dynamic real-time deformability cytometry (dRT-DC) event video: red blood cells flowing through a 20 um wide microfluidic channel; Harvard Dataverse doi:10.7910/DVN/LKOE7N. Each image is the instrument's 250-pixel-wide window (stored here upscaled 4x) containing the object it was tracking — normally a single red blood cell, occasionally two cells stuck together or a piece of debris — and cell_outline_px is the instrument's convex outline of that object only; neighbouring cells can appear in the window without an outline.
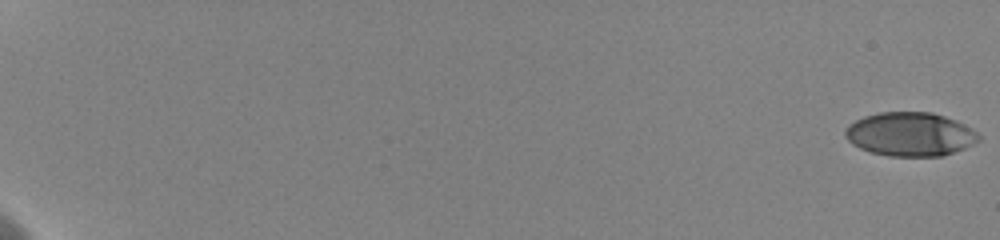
{"species": "human", "species_latin": "Homo sapiens", "temperature_condition": "cold", "stored_images_in_passage": 49, "camera_frame_rate_fps": 3000, "um_per_image_px": 0.085, "donor": {"sex": "female"}, "frame": {"image": 1, "passage_image": 1, "time_ms": 0.0, "image_size_px": [1000, 240], "cell_outline_px": [[980, 140], [964, 148], [944, 156], [888, 156], [872, 152], [860, 148], [852, 144], [844, 136], [844, 132], [848, 124], [864, 116], [880, 112], [932, 112], [956, 120], [972, 128], [980, 136]], "centroid_in_image_um": [77.36, 11.41], "position_along_channel_um": 7.6, "area_um2": 34.16}}
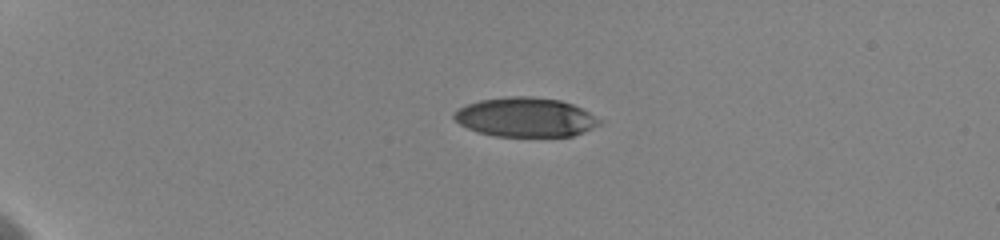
{"frame": {"image": 2, "passage_image": 32, "time_ms": 5.333, "image_size_px": [1000, 240], "cell_outline_px": [[600, 124], [572, 136], [496, 136], [476, 132], [460, 124], [452, 116], [452, 112], [468, 104], [480, 100], [504, 96], [532, 96], [560, 100], [572, 104], [588, 112], [600, 120]], "centroid_in_image_um": [44.61, 9.95], "position_along_channel_um": 40.4, "area_um2": 33.12}}